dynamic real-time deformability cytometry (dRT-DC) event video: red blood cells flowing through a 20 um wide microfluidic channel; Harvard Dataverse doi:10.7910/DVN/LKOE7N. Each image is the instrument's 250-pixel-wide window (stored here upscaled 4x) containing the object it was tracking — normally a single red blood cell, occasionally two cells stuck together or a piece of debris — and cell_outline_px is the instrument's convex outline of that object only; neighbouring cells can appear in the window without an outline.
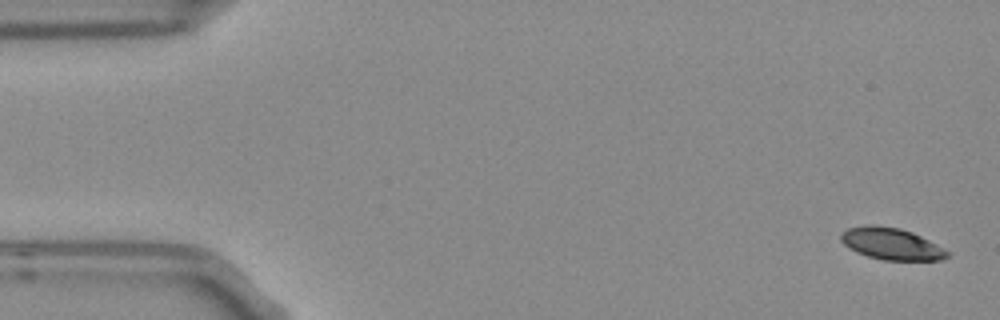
{"species": "Egyptian fruit bat (a non-hibernating species)", "species_latin": "Rousettus aegyptiacus", "temperature_condition": "room temperature", "stored_images_in_passage": 5, "camera_frame_rate_fps": 3000, "um_per_image_px": 0.085, "frame": {"image": 1, "passage_image": 1, "time_ms": 0.0, "image_size_px": [1000, 320], "cell_outline_px": [[948, 256], [940, 260], [884, 260], [868, 256], [856, 252], [848, 248], [840, 240], [840, 232], [848, 228], [864, 224], [872, 224], [900, 228], [912, 232], [936, 244], [948, 252]], "centroid_in_image_um": [75.69, 20.71], "position_along_channel_um": 9.3, "area_um2": 19.71}}